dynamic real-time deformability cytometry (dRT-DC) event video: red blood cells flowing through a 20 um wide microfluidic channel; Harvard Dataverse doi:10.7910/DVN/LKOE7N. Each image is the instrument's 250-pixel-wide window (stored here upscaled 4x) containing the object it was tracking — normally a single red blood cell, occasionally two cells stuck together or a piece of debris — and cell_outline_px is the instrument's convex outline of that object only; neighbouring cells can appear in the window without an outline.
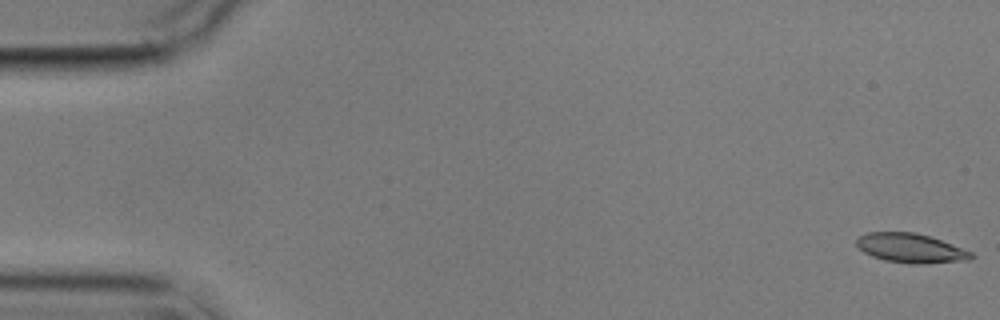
{"species": "common noctule bat (a hibernating species)", "species_latin": "Nyctalus noctula", "temperature_condition": "cold", "stored_images_in_passage": 5, "camera_frame_rate_fps": 3000, "um_per_image_px": 0.085, "animal": {"sex": "male", "body_mass_g": 17.9}, "frame": {"image": 1, "passage_image": 1, "time_ms": 0.0, "image_size_px": [1000, 320], "cell_outline_px": [[976, 256], [968, 260], [924, 264], [912, 264], [884, 260], [872, 256], [864, 252], [856, 244], [856, 240], [860, 236], [868, 232], [916, 232], [952, 244], [972, 252]], "centroid_in_image_um": [77.42, 21.1], "position_along_channel_um": 7.6, "area_um2": 19.54}}
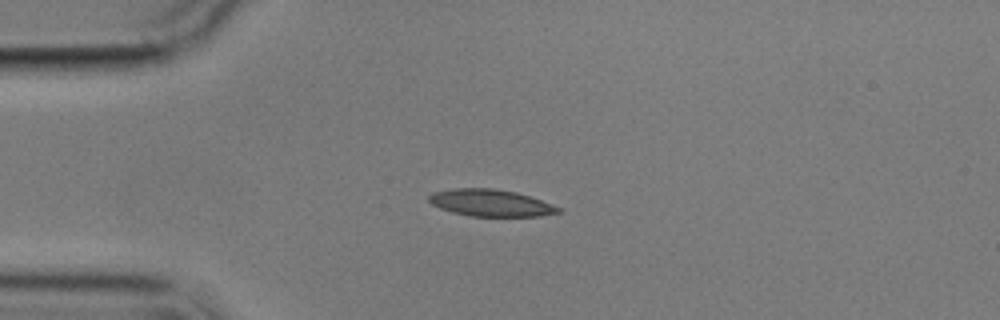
{"frame": {"image": 2, "passage_image": 4, "time_ms": 4.333, "image_size_px": [1000, 320], "cell_outline_px": [[564, 212], [540, 216], [472, 216], [452, 212], [440, 208], [432, 204], [428, 200], [428, 196], [432, 192], [452, 188], [492, 188], [516, 192], [540, 200], [560, 208]], "centroid_in_image_um": [41.68, 17.24], "position_along_channel_um": 43.3, "area_um2": 20.23}}